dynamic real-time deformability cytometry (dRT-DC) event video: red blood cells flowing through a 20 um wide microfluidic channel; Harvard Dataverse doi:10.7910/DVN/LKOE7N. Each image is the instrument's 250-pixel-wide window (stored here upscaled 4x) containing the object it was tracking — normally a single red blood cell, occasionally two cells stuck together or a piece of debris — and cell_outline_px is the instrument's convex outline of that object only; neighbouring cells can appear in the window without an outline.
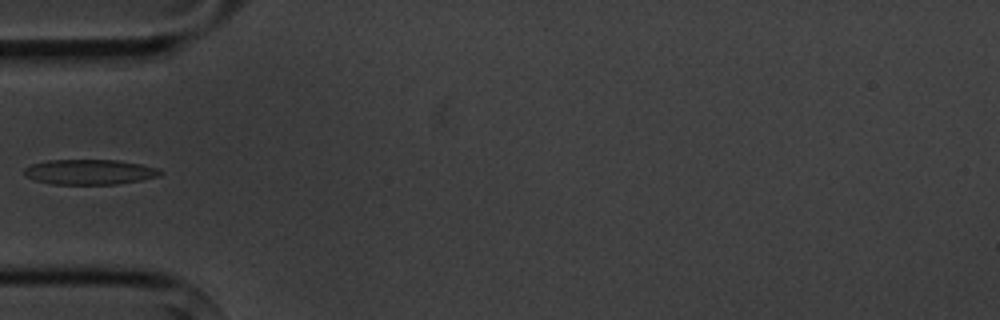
{"species": "common noctule bat (a hibernating species)", "species_latin": "Nyctalus noctula", "temperature_condition": "cold", "stored_images_in_passage": 6, "camera_frame_rate_fps": 3000, "um_per_image_px": 0.085, "animal": {"sex": "male", "body_mass_g": 20.1, "forearm_length_mm": 53.5}, "frame": {"image": 1, "passage_image": 5, "time_ms": 4.667, "image_size_px": [1000, 320], "cell_outline_px": [[164, 172], [160, 176], [140, 180], [116, 184], [52, 184], [36, 180], [24, 176], [24, 168], [32, 164], [48, 160], [120, 160], [140, 164], [156, 168]], "centroid_in_image_um": [7.61, 14.61], "position_along_channel_um": 77.4, "area_um2": 19.88}}
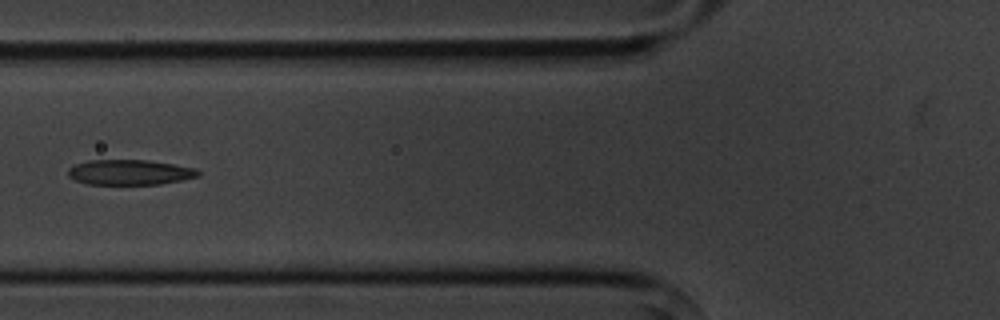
{"frame": {"image": 2, "passage_image": 6, "time_ms": 5.667, "image_size_px": [1000, 320], "cell_outline_px": [[200, 176], [160, 184], [88, 184], [76, 180], [68, 176], [68, 168], [76, 164], [88, 160], [148, 160], [196, 168], [200, 172]], "centroid_in_image_um": [11.03, 14.64], "position_along_channel_um": 114.8, "area_um2": 19.02}}